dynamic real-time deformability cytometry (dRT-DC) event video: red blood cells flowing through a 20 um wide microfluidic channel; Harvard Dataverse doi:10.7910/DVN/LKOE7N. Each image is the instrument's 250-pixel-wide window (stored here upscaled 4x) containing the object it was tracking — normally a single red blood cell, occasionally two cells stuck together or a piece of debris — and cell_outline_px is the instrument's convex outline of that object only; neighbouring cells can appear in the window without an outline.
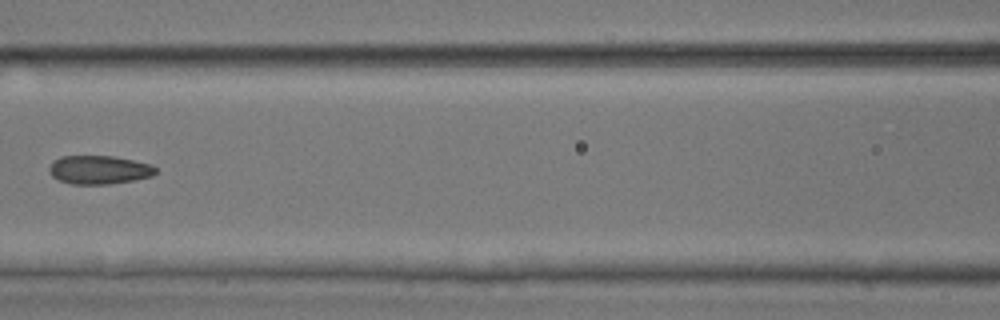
{"species": "common noctule bat (a hibernating species)", "species_latin": "Nyctalus noctula", "temperature_condition": "room temperature", "stored_images_in_passage": 7, "camera_frame_rate_fps": 3000, "um_per_image_px": 0.085, "animal": {"sex": "male", "body_mass_g": 17.9, "forearm_length_mm": 54.2}, "frame": {"image": 1, "passage_image": 6, "time_ms": 1.667, "image_size_px": [1000, 320], "cell_outline_px": [[156, 172], [152, 176], [132, 180], [108, 184], [72, 184], [60, 180], [52, 176], [48, 172], [48, 168], [60, 156], [112, 156], [152, 164], [156, 168]], "centroid_in_image_um": [8.42, 14.43], "position_along_channel_um": 158.2, "area_um2": 17.57}}
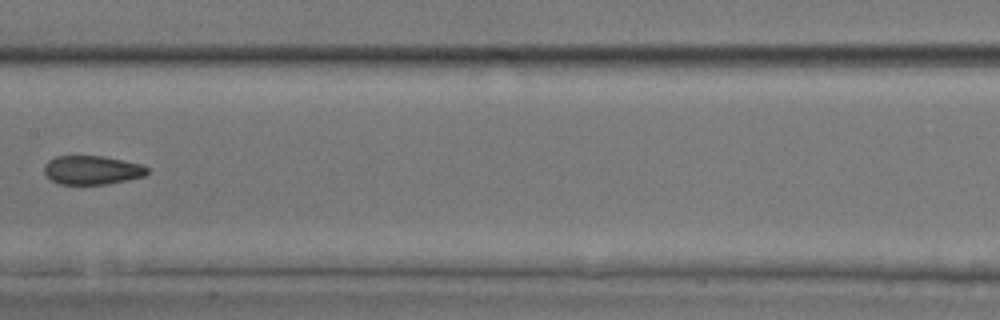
{"frame": {"image": 2, "passage_image": 7, "time_ms": 2.0, "image_size_px": [1000, 320], "cell_outline_px": [[148, 172], [144, 176], [128, 180], [104, 184], [60, 184], [52, 180], [44, 172], [44, 164], [48, 160], [56, 156], [104, 156], [124, 160], [140, 164], [148, 168]], "centroid_in_image_um": [7.82, 14.45], "position_along_channel_um": 199.6, "area_um2": 17.28}}